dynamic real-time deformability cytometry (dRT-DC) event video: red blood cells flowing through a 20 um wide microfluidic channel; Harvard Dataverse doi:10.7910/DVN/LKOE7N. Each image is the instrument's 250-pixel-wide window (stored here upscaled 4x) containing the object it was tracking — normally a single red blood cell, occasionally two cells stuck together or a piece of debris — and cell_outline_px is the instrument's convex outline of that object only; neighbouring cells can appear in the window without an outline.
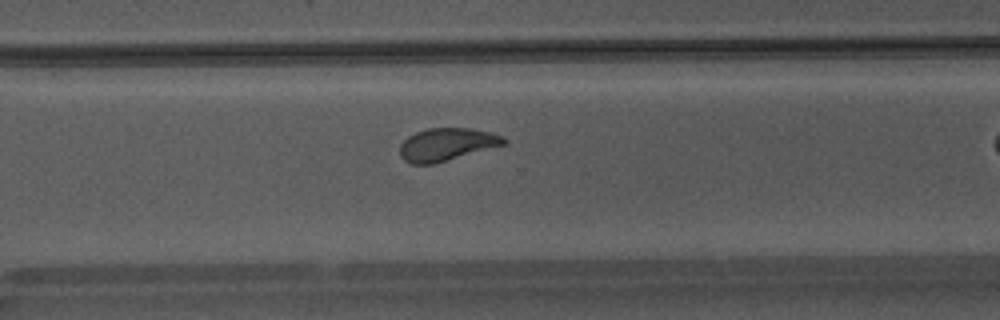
{"species": "Egyptian fruit bat (a non-hibernating species)", "species_latin": "Rousettus aegyptiacus", "temperature_condition": "warm", "stored_images_in_passage": 30, "camera_frame_rate_fps": 3000, "um_per_image_px": 0.085, "animal": {"sex": "male"}, "frame": {"image": 1, "passage_image": 26, "time_ms": 8.333, "image_size_px": [1000, 320], "cell_outline_px": [[508, 140], [504, 144], [432, 164], [412, 164], [404, 160], [400, 156], [400, 144], [408, 136], [416, 132], [428, 128], [468, 128], [492, 132], [504, 136]], "centroid_in_image_um": [37.95, 12.26], "position_along_channel_um": 332.6, "area_um2": 19.59}}